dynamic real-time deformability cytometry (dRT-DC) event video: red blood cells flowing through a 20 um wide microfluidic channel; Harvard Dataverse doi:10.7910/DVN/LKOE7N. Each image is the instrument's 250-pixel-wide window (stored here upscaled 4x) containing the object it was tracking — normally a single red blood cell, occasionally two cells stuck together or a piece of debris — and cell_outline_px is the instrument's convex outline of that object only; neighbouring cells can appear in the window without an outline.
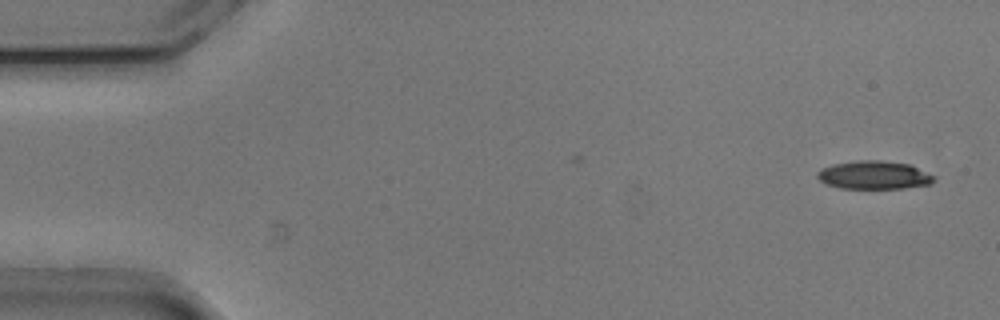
{"species": "common noctule bat (a hibernating species)", "species_latin": "Nyctalus noctula", "temperature_condition": "cold", "stored_images_in_passage": 45, "camera_frame_rate_fps": 3000, "um_per_image_px": 0.085, "animal": {"sex": "male", "body_mass_g": 20.5, "forearm_length_mm": 52.5}, "frame": {"image": 1, "passage_image": 2, "time_ms": 0.333, "image_size_px": [1000, 320], "cell_outline_px": [[936, 180], [932, 184], [904, 188], [840, 188], [824, 184], [816, 176], [816, 172], [820, 168], [832, 164], [860, 160], [880, 160], [908, 164], [936, 176]], "centroid_in_image_um": [74.27, 14.88], "position_along_channel_um": 10.7, "area_um2": 19.36}}
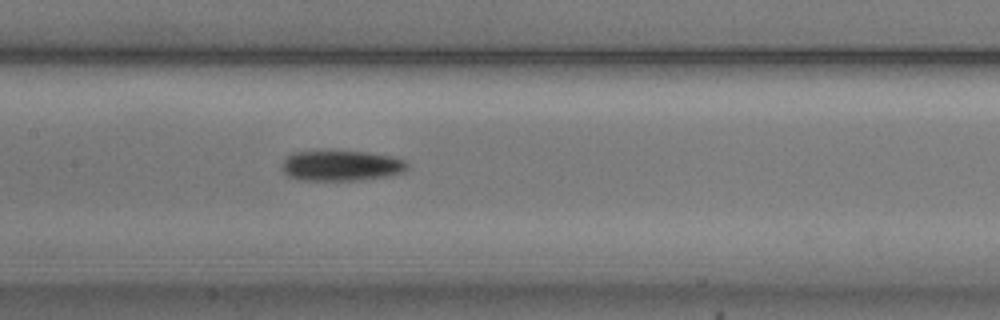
{"frame": {"image": 2, "passage_image": 25, "time_ms": 8.0, "image_size_px": [1000, 320], "cell_outline_px": [[408, 168], [404, 172], [388, 176], [360, 180], [300, 180], [288, 176], [280, 168], [280, 164], [292, 152], [316, 148], [332, 148], [368, 152], [392, 156], [404, 160], [408, 164]], "centroid_in_image_um": [28.94, 14.02], "position_along_channel_um": 178.5, "area_um2": 23.52}}
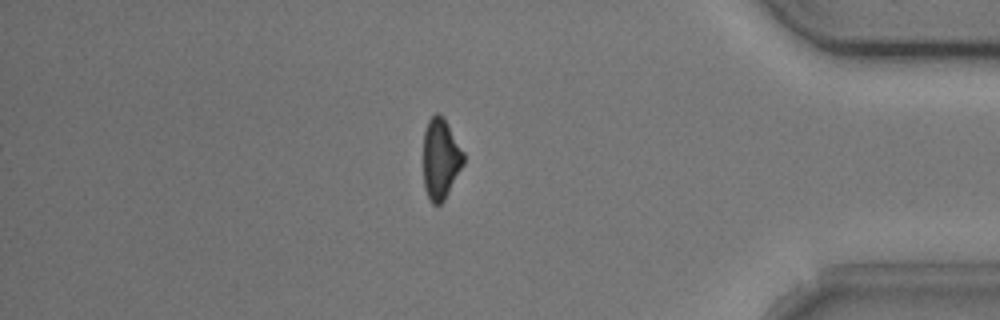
{"frame": {"image": 3, "passage_image": 45, "time_ms": 14.667, "image_size_px": [1000, 320], "cell_outline_px": [[464, 164], [444, 200], [440, 204], [432, 204], [428, 200], [424, 188], [424, 132], [428, 120], [436, 112], [440, 112], [464, 152]], "centroid_in_image_um": [37.45, 13.51], "position_along_channel_um": 397.8, "area_um2": 18.9}, "authors_computed_cell_mechanics": {"area_um2": 21.3282, "velocity_mm_per_s": 3.7833, "shape_relaxation_time_tau1_ms": 2.6472, "shape_relaxation_time_tau2_ms": null, "deformation_change_tau1": 0.134, "deformation_change_tau2": null}}